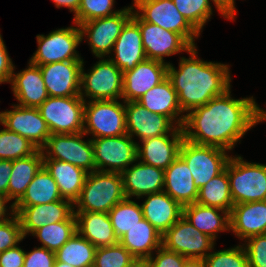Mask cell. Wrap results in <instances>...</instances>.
I'll return each mask as SVG.
<instances>
[{
    "instance_id": "db71d44e",
    "label": "cell",
    "mask_w": 266,
    "mask_h": 267,
    "mask_svg": "<svg viewBox=\"0 0 266 267\" xmlns=\"http://www.w3.org/2000/svg\"><path fill=\"white\" fill-rule=\"evenodd\" d=\"M127 267H152L149 258L134 257Z\"/></svg>"
},
{
    "instance_id": "d590c367",
    "label": "cell",
    "mask_w": 266,
    "mask_h": 267,
    "mask_svg": "<svg viewBox=\"0 0 266 267\" xmlns=\"http://www.w3.org/2000/svg\"><path fill=\"white\" fill-rule=\"evenodd\" d=\"M96 247L77 231L55 252L56 260L73 267H93Z\"/></svg>"
},
{
    "instance_id": "ac0fdd59",
    "label": "cell",
    "mask_w": 266,
    "mask_h": 267,
    "mask_svg": "<svg viewBox=\"0 0 266 267\" xmlns=\"http://www.w3.org/2000/svg\"><path fill=\"white\" fill-rule=\"evenodd\" d=\"M127 134L140 141L171 133L177 125L165 115L148 111L137 101L125 102Z\"/></svg>"
},
{
    "instance_id": "44dd1931",
    "label": "cell",
    "mask_w": 266,
    "mask_h": 267,
    "mask_svg": "<svg viewBox=\"0 0 266 267\" xmlns=\"http://www.w3.org/2000/svg\"><path fill=\"white\" fill-rule=\"evenodd\" d=\"M184 134L182 127L171 133L142 140L137 144V160L165 170L179 156Z\"/></svg>"
},
{
    "instance_id": "7a4b0ae2",
    "label": "cell",
    "mask_w": 266,
    "mask_h": 267,
    "mask_svg": "<svg viewBox=\"0 0 266 267\" xmlns=\"http://www.w3.org/2000/svg\"><path fill=\"white\" fill-rule=\"evenodd\" d=\"M188 54L189 58H180L179 69L168 64L167 77L173 84L183 113L207 104L231 88L229 65L203 61L198 58L196 47H192Z\"/></svg>"
},
{
    "instance_id": "83f0119b",
    "label": "cell",
    "mask_w": 266,
    "mask_h": 267,
    "mask_svg": "<svg viewBox=\"0 0 266 267\" xmlns=\"http://www.w3.org/2000/svg\"><path fill=\"white\" fill-rule=\"evenodd\" d=\"M137 102L148 111L154 114L165 115L178 127H182L185 114L179 106L177 93L168 77L142 95Z\"/></svg>"
},
{
    "instance_id": "91938a15",
    "label": "cell",
    "mask_w": 266,
    "mask_h": 267,
    "mask_svg": "<svg viewBox=\"0 0 266 267\" xmlns=\"http://www.w3.org/2000/svg\"><path fill=\"white\" fill-rule=\"evenodd\" d=\"M219 3L221 7L223 8V10L225 11V0H219Z\"/></svg>"
},
{
    "instance_id": "9f6ffc18",
    "label": "cell",
    "mask_w": 266,
    "mask_h": 267,
    "mask_svg": "<svg viewBox=\"0 0 266 267\" xmlns=\"http://www.w3.org/2000/svg\"><path fill=\"white\" fill-rule=\"evenodd\" d=\"M184 267H206L204 260L188 259Z\"/></svg>"
},
{
    "instance_id": "f5cc1de1",
    "label": "cell",
    "mask_w": 266,
    "mask_h": 267,
    "mask_svg": "<svg viewBox=\"0 0 266 267\" xmlns=\"http://www.w3.org/2000/svg\"><path fill=\"white\" fill-rule=\"evenodd\" d=\"M52 1L55 3V6L57 8L64 6L69 8L70 12L74 13V16L77 14L81 2V0H52Z\"/></svg>"
},
{
    "instance_id": "30bf717a",
    "label": "cell",
    "mask_w": 266,
    "mask_h": 267,
    "mask_svg": "<svg viewBox=\"0 0 266 267\" xmlns=\"http://www.w3.org/2000/svg\"><path fill=\"white\" fill-rule=\"evenodd\" d=\"M133 1V9L144 21L178 33L193 47H197L195 39L200 37V33L177 10L173 0Z\"/></svg>"
},
{
    "instance_id": "ee69618b",
    "label": "cell",
    "mask_w": 266,
    "mask_h": 267,
    "mask_svg": "<svg viewBox=\"0 0 266 267\" xmlns=\"http://www.w3.org/2000/svg\"><path fill=\"white\" fill-rule=\"evenodd\" d=\"M23 239L20 220L16 214L0 223V253L17 246Z\"/></svg>"
},
{
    "instance_id": "e575fe53",
    "label": "cell",
    "mask_w": 266,
    "mask_h": 267,
    "mask_svg": "<svg viewBox=\"0 0 266 267\" xmlns=\"http://www.w3.org/2000/svg\"><path fill=\"white\" fill-rule=\"evenodd\" d=\"M196 203L231 212L234 203L230 193L226 167L220 174L199 188Z\"/></svg>"
},
{
    "instance_id": "d6a6232c",
    "label": "cell",
    "mask_w": 266,
    "mask_h": 267,
    "mask_svg": "<svg viewBox=\"0 0 266 267\" xmlns=\"http://www.w3.org/2000/svg\"><path fill=\"white\" fill-rule=\"evenodd\" d=\"M43 166V154L38 149L34 154L13 160V167L8 184V199L16 203L25 193L35 174Z\"/></svg>"
},
{
    "instance_id": "8992f818",
    "label": "cell",
    "mask_w": 266,
    "mask_h": 267,
    "mask_svg": "<svg viewBox=\"0 0 266 267\" xmlns=\"http://www.w3.org/2000/svg\"><path fill=\"white\" fill-rule=\"evenodd\" d=\"M83 132L86 135L92 134L91 139L127 134L125 102L122 103L118 100L86 101Z\"/></svg>"
},
{
    "instance_id": "11a10c76",
    "label": "cell",
    "mask_w": 266,
    "mask_h": 267,
    "mask_svg": "<svg viewBox=\"0 0 266 267\" xmlns=\"http://www.w3.org/2000/svg\"><path fill=\"white\" fill-rule=\"evenodd\" d=\"M235 0H225V12L234 20L236 14Z\"/></svg>"
},
{
    "instance_id": "4dcf8cb0",
    "label": "cell",
    "mask_w": 266,
    "mask_h": 267,
    "mask_svg": "<svg viewBox=\"0 0 266 267\" xmlns=\"http://www.w3.org/2000/svg\"><path fill=\"white\" fill-rule=\"evenodd\" d=\"M183 216L215 241L218 232L230 231V212L216 207L193 203L183 207Z\"/></svg>"
},
{
    "instance_id": "52a82bcc",
    "label": "cell",
    "mask_w": 266,
    "mask_h": 267,
    "mask_svg": "<svg viewBox=\"0 0 266 267\" xmlns=\"http://www.w3.org/2000/svg\"><path fill=\"white\" fill-rule=\"evenodd\" d=\"M85 101L80 96L48 97L39 107L51 134L83 132Z\"/></svg>"
},
{
    "instance_id": "4316f807",
    "label": "cell",
    "mask_w": 266,
    "mask_h": 267,
    "mask_svg": "<svg viewBox=\"0 0 266 267\" xmlns=\"http://www.w3.org/2000/svg\"><path fill=\"white\" fill-rule=\"evenodd\" d=\"M186 162L178 156L164 170L163 191L176 200L182 207L196 203L199 189Z\"/></svg>"
},
{
    "instance_id": "681fc988",
    "label": "cell",
    "mask_w": 266,
    "mask_h": 267,
    "mask_svg": "<svg viewBox=\"0 0 266 267\" xmlns=\"http://www.w3.org/2000/svg\"><path fill=\"white\" fill-rule=\"evenodd\" d=\"M14 64L0 34V84L10 83Z\"/></svg>"
},
{
    "instance_id": "ffe728a7",
    "label": "cell",
    "mask_w": 266,
    "mask_h": 267,
    "mask_svg": "<svg viewBox=\"0 0 266 267\" xmlns=\"http://www.w3.org/2000/svg\"><path fill=\"white\" fill-rule=\"evenodd\" d=\"M24 238L46 224L68 220L74 214V205L67 199L32 206H13Z\"/></svg>"
},
{
    "instance_id": "836d02e7",
    "label": "cell",
    "mask_w": 266,
    "mask_h": 267,
    "mask_svg": "<svg viewBox=\"0 0 266 267\" xmlns=\"http://www.w3.org/2000/svg\"><path fill=\"white\" fill-rule=\"evenodd\" d=\"M58 185L42 166L26 188L23 196L13 206H32L62 200Z\"/></svg>"
},
{
    "instance_id": "d4e9b609",
    "label": "cell",
    "mask_w": 266,
    "mask_h": 267,
    "mask_svg": "<svg viewBox=\"0 0 266 267\" xmlns=\"http://www.w3.org/2000/svg\"><path fill=\"white\" fill-rule=\"evenodd\" d=\"M230 231L240 240L266 233V201L233 205L230 212Z\"/></svg>"
},
{
    "instance_id": "f35d334b",
    "label": "cell",
    "mask_w": 266,
    "mask_h": 267,
    "mask_svg": "<svg viewBox=\"0 0 266 267\" xmlns=\"http://www.w3.org/2000/svg\"><path fill=\"white\" fill-rule=\"evenodd\" d=\"M108 216L118 240L144 218L141 205L128 198L116 204Z\"/></svg>"
},
{
    "instance_id": "8fae6325",
    "label": "cell",
    "mask_w": 266,
    "mask_h": 267,
    "mask_svg": "<svg viewBox=\"0 0 266 267\" xmlns=\"http://www.w3.org/2000/svg\"><path fill=\"white\" fill-rule=\"evenodd\" d=\"M85 135L84 132L51 134L46 144L41 148L43 159L68 162L88 173L95 171L93 146L91 139L84 141Z\"/></svg>"
},
{
    "instance_id": "277c9868",
    "label": "cell",
    "mask_w": 266,
    "mask_h": 267,
    "mask_svg": "<svg viewBox=\"0 0 266 267\" xmlns=\"http://www.w3.org/2000/svg\"><path fill=\"white\" fill-rule=\"evenodd\" d=\"M230 193L234 205L266 201V165L230 156L226 164Z\"/></svg>"
},
{
    "instance_id": "484cf974",
    "label": "cell",
    "mask_w": 266,
    "mask_h": 267,
    "mask_svg": "<svg viewBox=\"0 0 266 267\" xmlns=\"http://www.w3.org/2000/svg\"><path fill=\"white\" fill-rule=\"evenodd\" d=\"M141 204L144 219L162 235L183 216V207L164 191L144 195Z\"/></svg>"
},
{
    "instance_id": "5bb4252c",
    "label": "cell",
    "mask_w": 266,
    "mask_h": 267,
    "mask_svg": "<svg viewBox=\"0 0 266 267\" xmlns=\"http://www.w3.org/2000/svg\"><path fill=\"white\" fill-rule=\"evenodd\" d=\"M133 6L124 7L118 13L79 24L82 40L88 37L91 52L97 58H104L112 53L115 41L123 26L132 17Z\"/></svg>"
},
{
    "instance_id": "8d00e7d4",
    "label": "cell",
    "mask_w": 266,
    "mask_h": 267,
    "mask_svg": "<svg viewBox=\"0 0 266 267\" xmlns=\"http://www.w3.org/2000/svg\"><path fill=\"white\" fill-rule=\"evenodd\" d=\"M211 1L225 19L233 20L223 10L219 0H173L177 10L200 34L206 22L211 19L213 14Z\"/></svg>"
},
{
    "instance_id": "816d5d0a",
    "label": "cell",
    "mask_w": 266,
    "mask_h": 267,
    "mask_svg": "<svg viewBox=\"0 0 266 267\" xmlns=\"http://www.w3.org/2000/svg\"><path fill=\"white\" fill-rule=\"evenodd\" d=\"M8 202H10V200L7 197L0 194V223L8 220L11 216H13L15 214L12 203L10 204V207H9L10 212L7 211L8 206H6L7 205L6 203H8Z\"/></svg>"
},
{
    "instance_id": "c3c4849f",
    "label": "cell",
    "mask_w": 266,
    "mask_h": 267,
    "mask_svg": "<svg viewBox=\"0 0 266 267\" xmlns=\"http://www.w3.org/2000/svg\"><path fill=\"white\" fill-rule=\"evenodd\" d=\"M25 251L19 245L0 253V267H23Z\"/></svg>"
},
{
    "instance_id": "4fadbf2b",
    "label": "cell",
    "mask_w": 266,
    "mask_h": 267,
    "mask_svg": "<svg viewBox=\"0 0 266 267\" xmlns=\"http://www.w3.org/2000/svg\"><path fill=\"white\" fill-rule=\"evenodd\" d=\"M215 240L194 227L184 216L162 235V246L187 259L203 260L214 250Z\"/></svg>"
},
{
    "instance_id": "7bdbcfd3",
    "label": "cell",
    "mask_w": 266,
    "mask_h": 267,
    "mask_svg": "<svg viewBox=\"0 0 266 267\" xmlns=\"http://www.w3.org/2000/svg\"><path fill=\"white\" fill-rule=\"evenodd\" d=\"M134 256L120 243L96 248L93 267H127Z\"/></svg>"
},
{
    "instance_id": "f1b7e54d",
    "label": "cell",
    "mask_w": 266,
    "mask_h": 267,
    "mask_svg": "<svg viewBox=\"0 0 266 267\" xmlns=\"http://www.w3.org/2000/svg\"><path fill=\"white\" fill-rule=\"evenodd\" d=\"M74 214L77 232L96 248L119 243L108 213L74 212Z\"/></svg>"
},
{
    "instance_id": "680465c9",
    "label": "cell",
    "mask_w": 266,
    "mask_h": 267,
    "mask_svg": "<svg viewBox=\"0 0 266 267\" xmlns=\"http://www.w3.org/2000/svg\"><path fill=\"white\" fill-rule=\"evenodd\" d=\"M54 267H73L68 263H64V262H59V261H55L54 263Z\"/></svg>"
},
{
    "instance_id": "6da1fadb",
    "label": "cell",
    "mask_w": 266,
    "mask_h": 267,
    "mask_svg": "<svg viewBox=\"0 0 266 267\" xmlns=\"http://www.w3.org/2000/svg\"><path fill=\"white\" fill-rule=\"evenodd\" d=\"M230 90L185 114L184 139L229 152L259 123V106L253 96L235 99Z\"/></svg>"
},
{
    "instance_id": "603a6c76",
    "label": "cell",
    "mask_w": 266,
    "mask_h": 267,
    "mask_svg": "<svg viewBox=\"0 0 266 267\" xmlns=\"http://www.w3.org/2000/svg\"><path fill=\"white\" fill-rule=\"evenodd\" d=\"M129 167L121 173L126 198L131 199L132 196H136L137 199H140L144 195L163 191V169L139 160Z\"/></svg>"
},
{
    "instance_id": "9a60e30c",
    "label": "cell",
    "mask_w": 266,
    "mask_h": 267,
    "mask_svg": "<svg viewBox=\"0 0 266 267\" xmlns=\"http://www.w3.org/2000/svg\"><path fill=\"white\" fill-rule=\"evenodd\" d=\"M131 18L139 25L147 59L169 64L170 62H165V56L184 51L188 53L193 47L182 35L144 21L135 10Z\"/></svg>"
},
{
    "instance_id": "2e32d148",
    "label": "cell",
    "mask_w": 266,
    "mask_h": 267,
    "mask_svg": "<svg viewBox=\"0 0 266 267\" xmlns=\"http://www.w3.org/2000/svg\"><path fill=\"white\" fill-rule=\"evenodd\" d=\"M12 106L13 110L0 112V124L27 138L37 149H41L51 133L39 109L18 104Z\"/></svg>"
},
{
    "instance_id": "1f68e13d",
    "label": "cell",
    "mask_w": 266,
    "mask_h": 267,
    "mask_svg": "<svg viewBox=\"0 0 266 267\" xmlns=\"http://www.w3.org/2000/svg\"><path fill=\"white\" fill-rule=\"evenodd\" d=\"M119 243L134 257L149 258L153 250L162 246V234L143 218L119 239Z\"/></svg>"
},
{
    "instance_id": "f907efd6",
    "label": "cell",
    "mask_w": 266,
    "mask_h": 267,
    "mask_svg": "<svg viewBox=\"0 0 266 267\" xmlns=\"http://www.w3.org/2000/svg\"><path fill=\"white\" fill-rule=\"evenodd\" d=\"M13 160H0V194L8 198V184Z\"/></svg>"
},
{
    "instance_id": "7dc6e473",
    "label": "cell",
    "mask_w": 266,
    "mask_h": 267,
    "mask_svg": "<svg viewBox=\"0 0 266 267\" xmlns=\"http://www.w3.org/2000/svg\"><path fill=\"white\" fill-rule=\"evenodd\" d=\"M55 252L44 247H35L32 251H25L23 267H54Z\"/></svg>"
},
{
    "instance_id": "6f0895ef",
    "label": "cell",
    "mask_w": 266,
    "mask_h": 267,
    "mask_svg": "<svg viewBox=\"0 0 266 267\" xmlns=\"http://www.w3.org/2000/svg\"><path fill=\"white\" fill-rule=\"evenodd\" d=\"M259 123L263 122L264 120L266 121V111L262 108L259 107Z\"/></svg>"
},
{
    "instance_id": "5b68a950",
    "label": "cell",
    "mask_w": 266,
    "mask_h": 267,
    "mask_svg": "<svg viewBox=\"0 0 266 267\" xmlns=\"http://www.w3.org/2000/svg\"><path fill=\"white\" fill-rule=\"evenodd\" d=\"M99 59L88 73H85L82 65L80 97L85 102L87 98L90 101L122 99V71L109 58Z\"/></svg>"
},
{
    "instance_id": "bcb514c9",
    "label": "cell",
    "mask_w": 266,
    "mask_h": 267,
    "mask_svg": "<svg viewBox=\"0 0 266 267\" xmlns=\"http://www.w3.org/2000/svg\"><path fill=\"white\" fill-rule=\"evenodd\" d=\"M157 252V253H156ZM149 259L152 267H184L187 258L177 252H172L165 249L163 246L156 250Z\"/></svg>"
},
{
    "instance_id": "f6af8a7d",
    "label": "cell",
    "mask_w": 266,
    "mask_h": 267,
    "mask_svg": "<svg viewBox=\"0 0 266 267\" xmlns=\"http://www.w3.org/2000/svg\"><path fill=\"white\" fill-rule=\"evenodd\" d=\"M243 246L249 267H266V233L247 238Z\"/></svg>"
},
{
    "instance_id": "ba28073f",
    "label": "cell",
    "mask_w": 266,
    "mask_h": 267,
    "mask_svg": "<svg viewBox=\"0 0 266 267\" xmlns=\"http://www.w3.org/2000/svg\"><path fill=\"white\" fill-rule=\"evenodd\" d=\"M76 26V27H75ZM53 30L48 35L39 34L37 50L29 60L34 65H44L54 62L83 60L77 52L82 42L79 25Z\"/></svg>"
},
{
    "instance_id": "b9f144b4",
    "label": "cell",
    "mask_w": 266,
    "mask_h": 267,
    "mask_svg": "<svg viewBox=\"0 0 266 267\" xmlns=\"http://www.w3.org/2000/svg\"><path fill=\"white\" fill-rule=\"evenodd\" d=\"M115 0H81L73 22L81 24L94 19L112 16L120 10H114Z\"/></svg>"
},
{
    "instance_id": "f546056e",
    "label": "cell",
    "mask_w": 266,
    "mask_h": 267,
    "mask_svg": "<svg viewBox=\"0 0 266 267\" xmlns=\"http://www.w3.org/2000/svg\"><path fill=\"white\" fill-rule=\"evenodd\" d=\"M43 166L56 181L61 197L73 204L79 198L88 172L71 163L43 159Z\"/></svg>"
},
{
    "instance_id": "7c38bea8",
    "label": "cell",
    "mask_w": 266,
    "mask_h": 267,
    "mask_svg": "<svg viewBox=\"0 0 266 267\" xmlns=\"http://www.w3.org/2000/svg\"><path fill=\"white\" fill-rule=\"evenodd\" d=\"M95 171L122 173L137 160V142L128 134L91 139ZM106 168V169H105Z\"/></svg>"
},
{
    "instance_id": "7402d4cb",
    "label": "cell",
    "mask_w": 266,
    "mask_h": 267,
    "mask_svg": "<svg viewBox=\"0 0 266 267\" xmlns=\"http://www.w3.org/2000/svg\"><path fill=\"white\" fill-rule=\"evenodd\" d=\"M112 52L115 54L111 53V57H108L122 73L132 70L138 63L147 59L139 25L132 18L123 26Z\"/></svg>"
},
{
    "instance_id": "e0dca14e",
    "label": "cell",
    "mask_w": 266,
    "mask_h": 267,
    "mask_svg": "<svg viewBox=\"0 0 266 267\" xmlns=\"http://www.w3.org/2000/svg\"><path fill=\"white\" fill-rule=\"evenodd\" d=\"M82 65H84V60H69L40 65L48 96H80Z\"/></svg>"
},
{
    "instance_id": "60d3db41",
    "label": "cell",
    "mask_w": 266,
    "mask_h": 267,
    "mask_svg": "<svg viewBox=\"0 0 266 267\" xmlns=\"http://www.w3.org/2000/svg\"><path fill=\"white\" fill-rule=\"evenodd\" d=\"M203 260L206 267H249L243 245L210 252Z\"/></svg>"
},
{
    "instance_id": "d6986e66",
    "label": "cell",
    "mask_w": 266,
    "mask_h": 267,
    "mask_svg": "<svg viewBox=\"0 0 266 267\" xmlns=\"http://www.w3.org/2000/svg\"><path fill=\"white\" fill-rule=\"evenodd\" d=\"M168 76V64L146 59L132 70L123 73V102L138 101L139 98L160 84Z\"/></svg>"
},
{
    "instance_id": "ab89813d",
    "label": "cell",
    "mask_w": 266,
    "mask_h": 267,
    "mask_svg": "<svg viewBox=\"0 0 266 267\" xmlns=\"http://www.w3.org/2000/svg\"><path fill=\"white\" fill-rule=\"evenodd\" d=\"M38 149L25 137L8 130H0V160H17L34 154Z\"/></svg>"
},
{
    "instance_id": "cb8c5ba5",
    "label": "cell",
    "mask_w": 266,
    "mask_h": 267,
    "mask_svg": "<svg viewBox=\"0 0 266 267\" xmlns=\"http://www.w3.org/2000/svg\"><path fill=\"white\" fill-rule=\"evenodd\" d=\"M14 71L10 84L18 105L38 108L49 97L40 67L29 62L26 69Z\"/></svg>"
},
{
    "instance_id": "74e56055",
    "label": "cell",
    "mask_w": 266,
    "mask_h": 267,
    "mask_svg": "<svg viewBox=\"0 0 266 267\" xmlns=\"http://www.w3.org/2000/svg\"><path fill=\"white\" fill-rule=\"evenodd\" d=\"M76 217L73 214L68 220L46 224L31 235L42 243L41 247L56 252L76 233Z\"/></svg>"
},
{
    "instance_id": "9c48e42d",
    "label": "cell",
    "mask_w": 266,
    "mask_h": 267,
    "mask_svg": "<svg viewBox=\"0 0 266 267\" xmlns=\"http://www.w3.org/2000/svg\"><path fill=\"white\" fill-rule=\"evenodd\" d=\"M179 156L189 167L198 189L220 174L230 158L224 149L195 144L186 139L181 143Z\"/></svg>"
},
{
    "instance_id": "3957f363",
    "label": "cell",
    "mask_w": 266,
    "mask_h": 267,
    "mask_svg": "<svg viewBox=\"0 0 266 267\" xmlns=\"http://www.w3.org/2000/svg\"><path fill=\"white\" fill-rule=\"evenodd\" d=\"M124 199L126 195L121 173L92 171L87 174L80 196L73 204L74 212L109 213Z\"/></svg>"
}]
</instances>
